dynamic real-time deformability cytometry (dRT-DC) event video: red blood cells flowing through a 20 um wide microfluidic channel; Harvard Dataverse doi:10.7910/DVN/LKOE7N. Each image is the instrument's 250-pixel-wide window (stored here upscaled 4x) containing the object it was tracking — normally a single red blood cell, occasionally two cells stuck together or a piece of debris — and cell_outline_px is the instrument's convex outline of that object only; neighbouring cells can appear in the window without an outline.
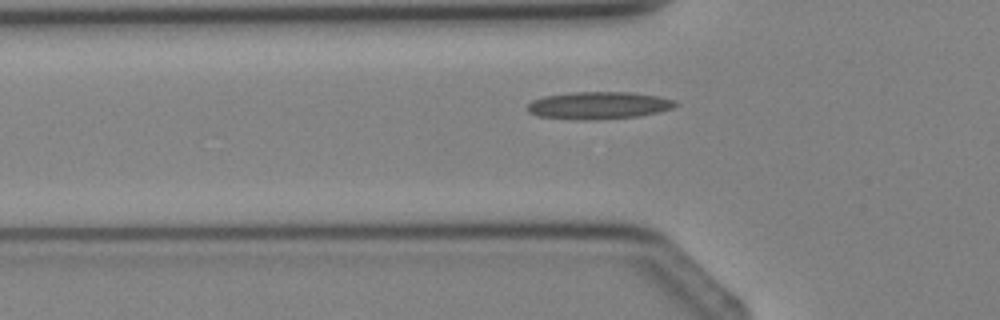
{"species": "Egyptian fruit bat (a non-hibernating species)", "species_latin": "Rousettus aegyptiacus", "temperature_condition": "cold", "stored_images_in_passage": 4, "camera_frame_rate_fps": 3000, "um_per_image_px": 0.085, "animal": {"sex": "female"}, "frame": {"image": 1, "passage_image": 4, "time_ms": 3.667, "image_size_px": [1000, 320], "cell_outline_px": [[676, 104], [672, 108], [660, 112], [636, 116], [596, 120], [572, 120], [536, 116], [528, 112], [524, 108], [532, 100], [544, 96], [572, 92], [632, 92], [656, 96], [676, 100]], "centroid_in_image_um": [50.81, 8.97], "position_along_channel_um": 75.0, "area_um2": 23.87}}